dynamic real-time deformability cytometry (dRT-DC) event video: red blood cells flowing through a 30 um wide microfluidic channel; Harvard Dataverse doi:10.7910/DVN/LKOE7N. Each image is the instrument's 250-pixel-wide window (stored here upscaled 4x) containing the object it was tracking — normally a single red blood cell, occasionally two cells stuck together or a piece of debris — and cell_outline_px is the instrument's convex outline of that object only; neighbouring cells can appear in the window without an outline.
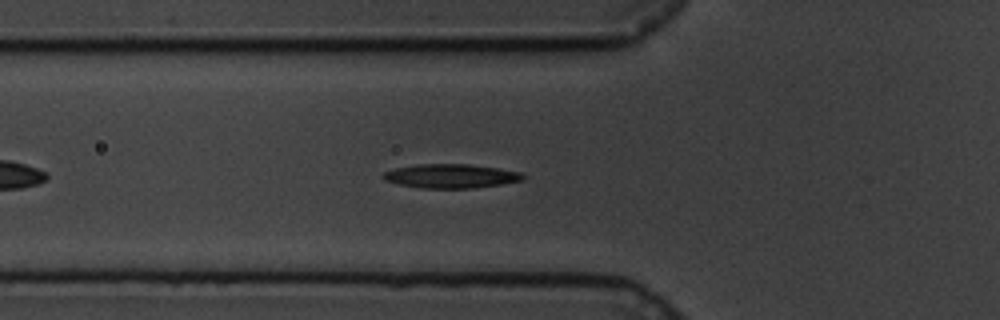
{"species": "common noctule bat (a hibernating species)", "species_latin": "Nyctalus noctula", "temperature_condition": "cold", "stored_images_in_passage": 45, "camera_frame_rate_fps": 3000, "um_per_image_px": 0.085, "animal": {"sex": "male", "body_mass_g": 19.5, "forearm_length_mm": 54.6}, "frame": {"image": 1, "passage_image": 10, "time_ms": 3.0, "image_size_px": [1000, 320], "cell_outline_px": [[524, 180], [500, 184], [472, 188], [420, 188], [400, 184], [384, 180], [380, 176], [384, 172], [396, 168], [416, 164], [468, 164], [496, 168], [520, 172], [524, 176]], "centroid_in_image_um": [38.29, 14.96], "position_along_channel_um": 87.5, "area_um2": 19.42}}
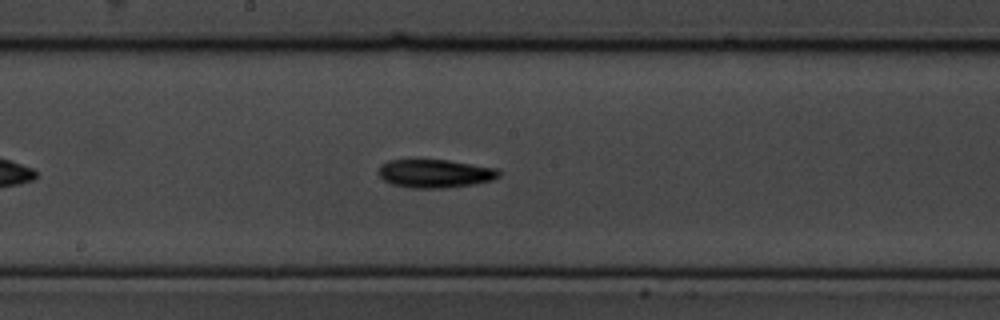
{"frame": {"image": 2, "passage_image": 21, "time_ms": 6.667, "image_size_px": [1000, 320], "cell_outline_px": [[500, 176], [492, 180], [472, 184], [444, 188], [412, 188], [392, 184], [384, 180], [380, 176], [380, 164], [388, 160], [448, 160], [496, 168], [500, 172]], "centroid_in_image_um": [36.98, 14.75], "position_along_channel_um": 211.2, "area_um2": 19.71}}
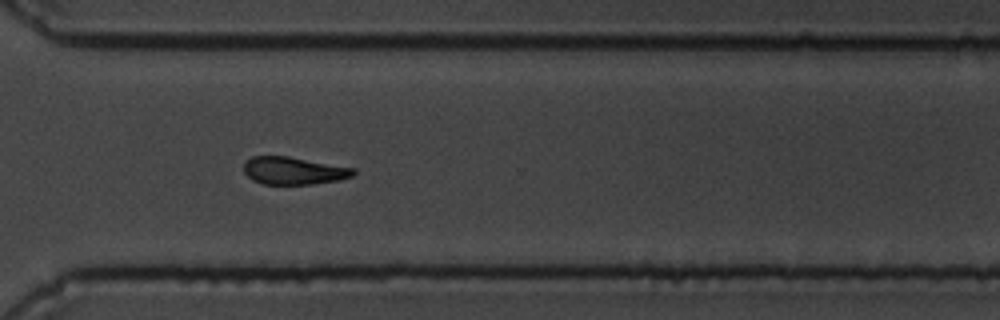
{"frame": {"image": 3, "passage_image": 33, "time_ms": 10.667, "image_size_px": [1000, 320], "cell_outline_px": [[356, 172], [352, 176], [336, 180], [312, 184], [264, 184], [252, 180], [244, 172], [244, 164], [252, 156], [288, 156], [356, 168]], "centroid_in_image_um": [24.96, 14.5], "position_along_channel_um": 345.6, "area_um2": 17.51}, "authors_computed_cell_mechanics": {"area_um2": 18.5538, "velocity_mm_per_s": 3.364, "shape_relaxation_time_tau1_ms": 2.4784, "shape_relaxation_time_tau2_ms": 9.49, "deformation_change_tau1": 0.1077, "deformation_change_tau2": 0.1642}}